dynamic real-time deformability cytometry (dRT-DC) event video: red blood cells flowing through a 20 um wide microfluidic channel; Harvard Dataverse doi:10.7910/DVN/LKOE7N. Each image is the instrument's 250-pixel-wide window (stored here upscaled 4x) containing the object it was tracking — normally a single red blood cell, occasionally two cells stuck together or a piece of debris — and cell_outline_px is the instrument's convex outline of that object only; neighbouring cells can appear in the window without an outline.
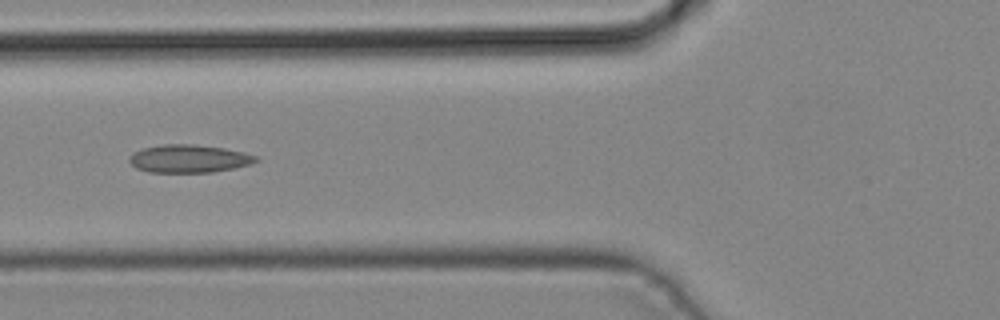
{"species": "common noctule bat (a hibernating species)", "species_latin": "Nyctalus noctula", "temperature_condition": "cold", "stored_images_in_passage": 6, "camera_frame_rate_fps": 3000, "um_per_image_px": 0.085, "animal": {"sex": "male", "body_mass_g": 19.2, "forearm_length_mm": 51.8}, "frame": {"image": 1, "passage_image": 5, "time_ms": 1.333, "image_size_px": [1000, 320], "cell_outline_px": [[260, 160], [252, 164], [212, 172], [148, 172], [136, 168], [128, 160], [128, 156], [132, 152], [144, 148], [164, 144], [192, 144], [224, 148], [244, 152], [256, 156]], "centroid_in_image_um": [16.04, 13.48], "position_along_channel_um": 109.8, "area_um2": 20.63}}
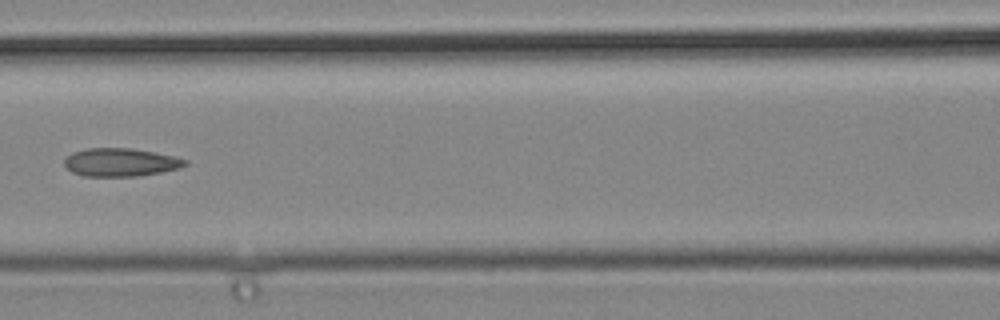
{"frame": {"image": 2, "passage_image": 6, "time_ms": 1.667, "image_size_px": [1000, 320], "cell_outline_px": [[188, 164], [180, 168], [160, 172], [136, 176], [84, 176], [72, 172], [64, 164], [64, 160], [72, 152], [88, 148], [128, 148], [152, 152], [172, 156], [188, 160]], "centroid_in_image_um": [10.24, 13.8], "position_along_channel_um": 156.4, "area_um2": 19.59}}